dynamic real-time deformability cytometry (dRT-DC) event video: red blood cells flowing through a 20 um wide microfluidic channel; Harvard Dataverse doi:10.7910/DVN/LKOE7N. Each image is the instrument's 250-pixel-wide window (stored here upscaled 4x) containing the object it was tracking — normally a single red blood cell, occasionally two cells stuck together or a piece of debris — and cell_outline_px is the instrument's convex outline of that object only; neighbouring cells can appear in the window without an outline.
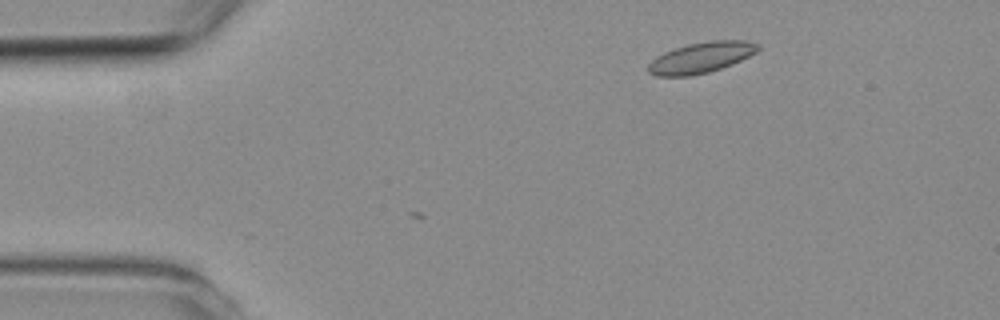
{"species": "common noctule bat (a hibernating species)", "species_latin": "Nyctalus noctula", "temperature_condition": "room temperature", "stored_images_in_passage": 4, "camera_frame_rate_fps": 3000, "um_per_image_px": 0.085, "animal": {"sex": "female", "body_mass_g": 19.3, "forearm_length_mm": 54.1}, "frame": {"image": 1, "passage_image": 2, "time_ms": 1.0, "image_size_px": [1000, 320], "cell_outline_px": [[760, 48], [756, 52], [732, 64], [708, 72], [692, 76], [656, 76], [648, 72], [648, 64], [656, 56], [664, 52], [688, 44], [712, 40], [744, 40], [760, 44]], "centroid_in_image_um": [59.58, 4.89], "position_along_channel_um": 25.4, "area_um2": 19.59}}
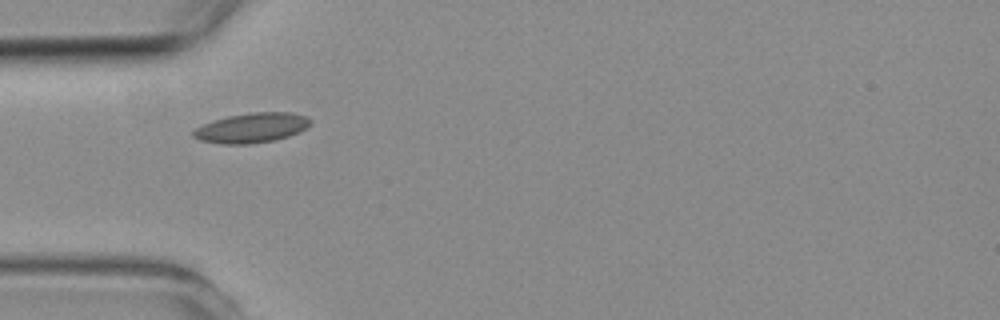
{"frame": {"image": 2, "passage_image": 4, "time_ms": 3.667, "image_size_px": [1000, 320], "cell_outline_px": [[312, 124], [308, 128], [300, 132], [288, 136], [272, 140], [248, 144], [224, 144], [200, 140], [192, 136], [192, 132], [196, 128], [212, 120], [228, 116], [252, 112], [292, 112], [308, 116], [312, 120]], "centroid_in_image_um": [21.44, 10.85], "position_along_channel_um": 63.6, "area_um2": 20.46}}